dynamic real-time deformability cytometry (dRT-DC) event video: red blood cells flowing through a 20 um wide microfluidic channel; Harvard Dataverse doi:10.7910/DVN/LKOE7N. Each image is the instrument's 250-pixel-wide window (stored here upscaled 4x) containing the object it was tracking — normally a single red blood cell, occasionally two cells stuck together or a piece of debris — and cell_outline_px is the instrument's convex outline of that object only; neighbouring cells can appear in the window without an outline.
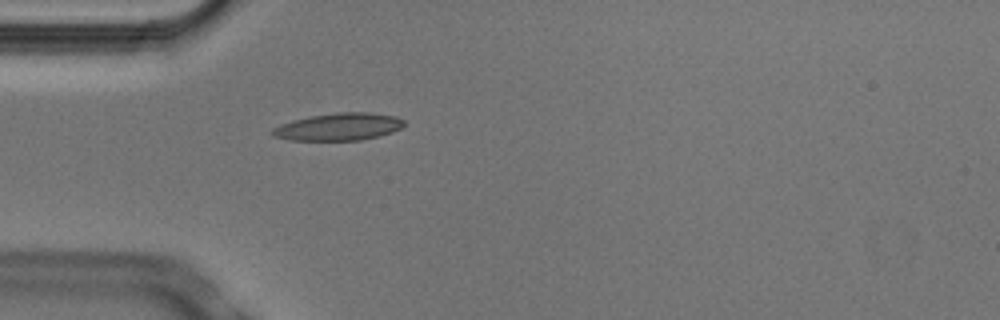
{"species": "Egyptian fruit bat (a non-hibernating species)", "species_latin": "Rousettus aegyptiacus", "temperature_condition": "cold", "stored_images_in_passage": 2, "camera_frame_rate_fps": 3000, "um_per_image_px": 0.085, "animal": {"sex": "male"}, "frame": {"image": 1, "passage_image": 2, "time_ms": 0.333, "image_size_px": [1000, 320], "cell_outline_px": [[408, 124], [392, 132], [360, 140], [288, 140], [272, 136], [272, 128], [280, 124], [292, 120], [312, 116], [336, 112], [372, 112], [396, 116], [404, 120]], "centroid_in_image_um": [28.8, 10.77], "position_along_channel_um": 56.2, "area_um2": 21.1}}